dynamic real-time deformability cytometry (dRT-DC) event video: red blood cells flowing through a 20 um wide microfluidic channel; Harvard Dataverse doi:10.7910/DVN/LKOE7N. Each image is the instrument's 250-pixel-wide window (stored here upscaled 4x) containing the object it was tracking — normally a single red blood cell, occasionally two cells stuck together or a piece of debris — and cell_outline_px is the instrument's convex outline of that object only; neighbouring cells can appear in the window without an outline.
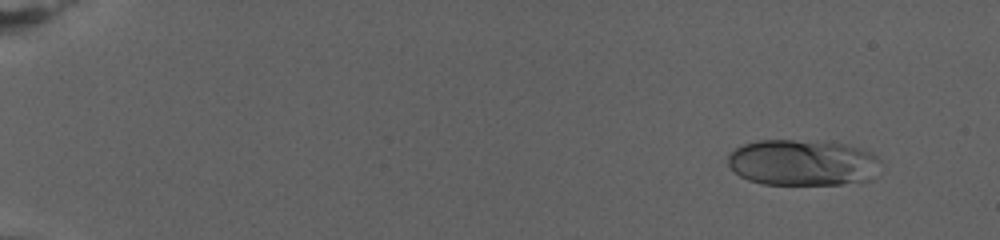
{"species": "human", "species_latin": "Homo sapiens", "temperature_condition": "warm", "stored_images_in_passage": 72, "camera_frame_rate_fps": 3000, "um_per_image_px": 0.085, "donor": {"sex": "female"}, "frame": {"image": 1, "passage_image": 1, "time_ms": 0.0, "image_size_px": [1000, 240], "cell_outline_px": [[880, 160], [868, 180], [840, 184], [764, 184], [748, 180], [740, 176], [728, 164], [728, 156], [736, 148], [744, 144], [756, 140], [792, 140], [844, 144], [868, 152], [876, 156]], "centroid_in_image_um": [68.14, 13.82], "position_along_channel_um": 16.9, "area_um2": 40.23}}
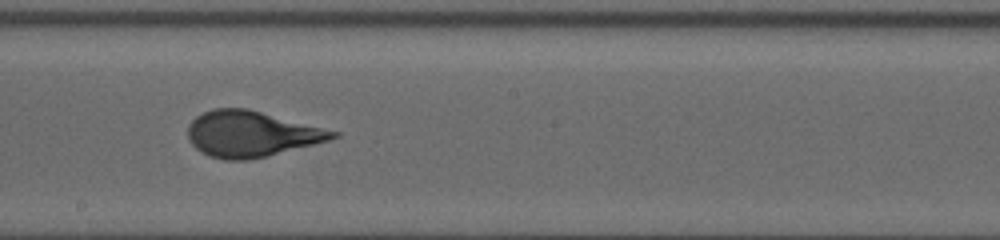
{"frame": {"image": 2, "passage_image": 41, "time_ms": 13.333, "image_size_px": [1000, 240], "cell_outline_px": [[340, 136], [328, 140], [268, 156], [248, 160], [224, 160], [208, 156], [200, 152], [192, 144], [188, 136], [188, 124], [196, 116], [212, 108], [248, 108], [340, 132]], "centroid_in_image_um": [21.33, 11.38], "position_along_channel_um": 226.9, "area_um2": 38.73}}
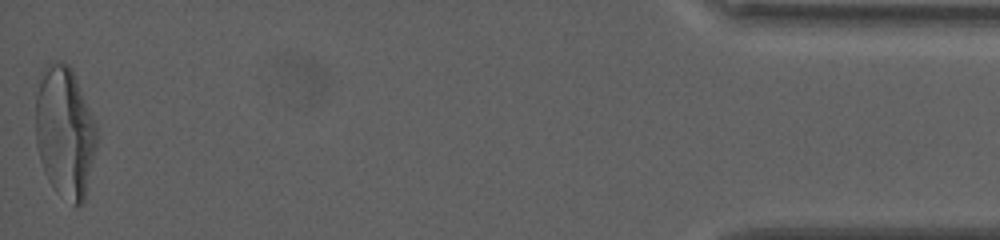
{"frame": {"image": 3, "passage_image": 72, "time_ms": 23.667, "image_size_px": [1000, 240], "cell_outline_px": [[96, 148], [84, 200], [80, 204], [72, 204], [56, 192], [48, 180], [44, 172], [40, 160], [36, 144], [36, 92], [40, 72], [52, 60], [64, 60], [72, 68], [96, 124]], "centroid_in_image_um": [5.49, 11.18], "position_along_channel_um": 429.7, "area_um2": 46.99}, "authors_computed_cell_mechanics": {"area_um2": 38.8127, "velocity_mm_per_s": 2.7299, "shape_relaxation_time_tau1_ms": 6.4441, "shape_relaxation_time_tau2_ms": null, "deformation_change_tau1": 0.241, "deformation_change_tau2": null}}